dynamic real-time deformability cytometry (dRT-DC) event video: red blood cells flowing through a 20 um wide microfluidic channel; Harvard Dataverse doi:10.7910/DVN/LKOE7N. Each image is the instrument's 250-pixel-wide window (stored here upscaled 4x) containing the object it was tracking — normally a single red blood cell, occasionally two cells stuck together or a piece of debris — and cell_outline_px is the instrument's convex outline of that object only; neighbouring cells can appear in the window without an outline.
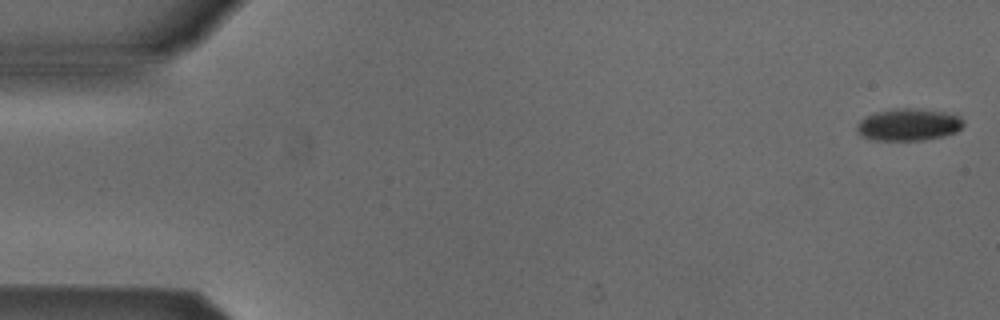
{"species": "Egyptian fruit bat (a non-hibernating species)", "species_latin": "Rousettus aegyptiacus", "temperature_condition": "cold", "stored_images_in_passage": 8, "camera_frame_rate_fps": 3000, "um_per_image_px": 0.085, "animal": {"sex": "male"}, "frame": {"image": 1, "passage_image": 1, "time_ms": 0.0, "image_size_px": [1000, 320], "cell_outline_px": [[964, 124], [956, 132], [944, 136], [924, 140], [876, 140], [864, 136], [856, 128], [856, 124], [864, 116], [876, 112], [896, 108], [920, 108], [944, 112], [960, 116], [964, 120]], "centroid_in_image_um": [77.25, 10.58], "position_along_channel_um": 7.7, "area_um2": 20.0}}